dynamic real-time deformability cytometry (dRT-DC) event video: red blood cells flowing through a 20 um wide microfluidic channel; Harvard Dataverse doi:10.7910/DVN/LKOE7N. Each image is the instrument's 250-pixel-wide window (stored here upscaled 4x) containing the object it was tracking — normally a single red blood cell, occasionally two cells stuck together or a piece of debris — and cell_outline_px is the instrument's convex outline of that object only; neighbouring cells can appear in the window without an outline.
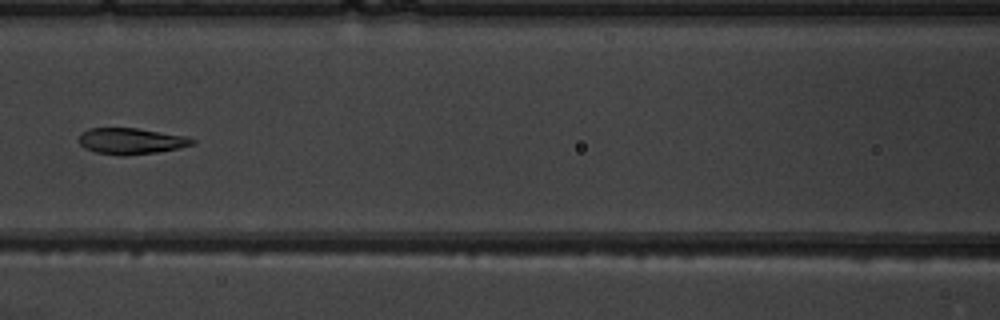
{"species": "common noctule bat (a hibernating species)", "species_latin": "Nyctalus noctula", "temperature_condition": "warm", "stored_images_in_passage": 9, "camera_frame_rate_fps": 3000, "um_per_image_px": 0.085, "animal": {"sex": "male", "body_mass_g": 19.5, "forearm_length_mm": 54.6}, "frame": {"image": 1, "passage_image": 6, "time_ms": 6.0, "image_size_px": [1000, 320], "cell_outline_px": [[196, 144], [180, 148], [156, 152], [124, 156], [116, 156], [96, 152], [84, 148], [80, 144], [80, 132], [88, 128], [136, 128], [184, 136], [196, 140]], "centroid_in_image_um": [11.13, 12.0], "position_along_channel_um": 155.5, "area_um2": 17.34}}
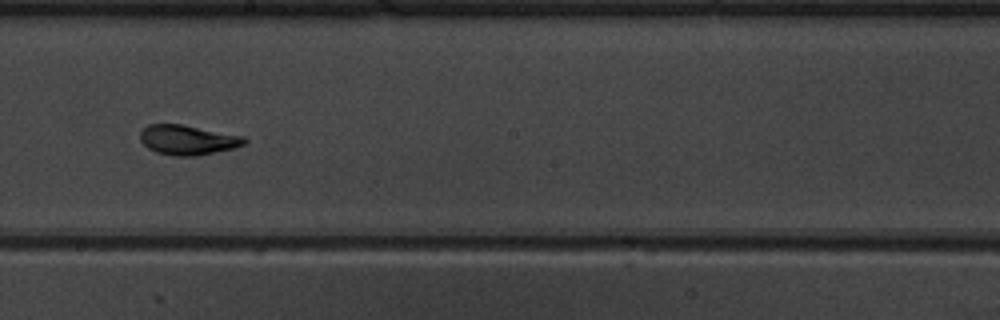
{"frame": {"image": 2, "passage_image": 8, "time_ms": 8.0, "image_size_px": [1000, 320], "cell_outline_px": [[248, 140], [244, 144], [232, 148], [196, 156], [172, 156], [156, 152], [148, 148], [140, 140], [140, 132], [148, 124], [184, 124], [244, 136]], "centroid_in_image_um": [15.94, 11.88], "position_along_channel_um": 232.3, "area_um2": 18.15}}
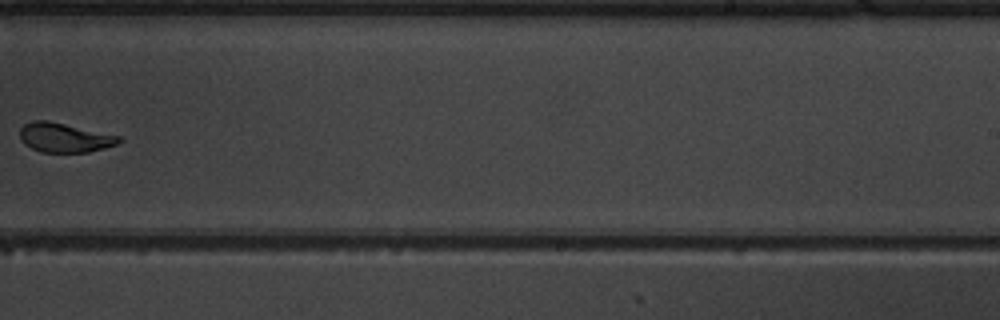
{"frame": {"image": 3, "passage_image": 9, "time_ms": 9.333, "image_size_px": [1000, 320], "cell_outline_px": [[124, 140], [116, 144], [104, 148], [88, 152], [40, 152], [24, 144], [20, 140], [20, 128], [24, 124], [32, 120], [48, 120], [120, 136]], "centroid_in_image_um": [5.46, 11.69], "position_along_channel_um": 283.5, "area_um2": 16.99}}